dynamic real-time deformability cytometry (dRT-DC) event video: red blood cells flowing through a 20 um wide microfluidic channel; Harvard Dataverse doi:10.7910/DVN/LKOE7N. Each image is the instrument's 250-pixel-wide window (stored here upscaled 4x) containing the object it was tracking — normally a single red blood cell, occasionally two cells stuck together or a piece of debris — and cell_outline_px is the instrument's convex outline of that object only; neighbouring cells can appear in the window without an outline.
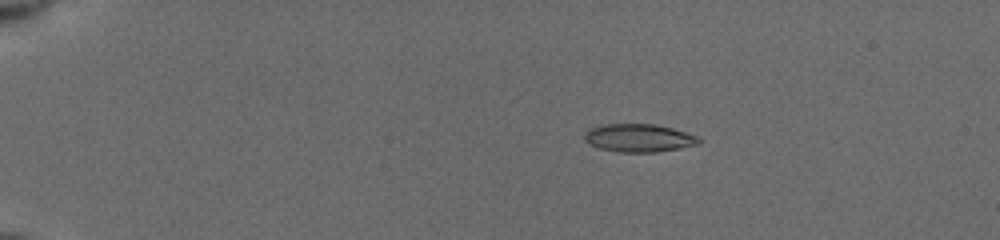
{"species": "common noctule bat (a hibernating species)", "species_latin": "Nyctalus noctula", "temperature_condition": "cold", "stored_images_in_passage": 37, "camera_frame_rate_fps": 3000, "um_per_image_px": 0.085, "animal": {"sex": "female", "body_mass_g": 19.5, "forearm_length_mm": 54.1}, "frame": {"image": 1, "passage_image": 2, "time_ms": 0.333, "image_size_px": [1000, 240], "cell_outline_px": [[700, 144], [680, 148], [656, 152], [616, 152], [600, 148], [588, 144], [584, 140], [584, 132], [600, 124], [656, 124], [672, 128], [696, 136], [700, 140]], "centroid_in_image_um": [54.26, 11.73], "position_along_channel_um": 30.7, "area_um2": 18.73}}
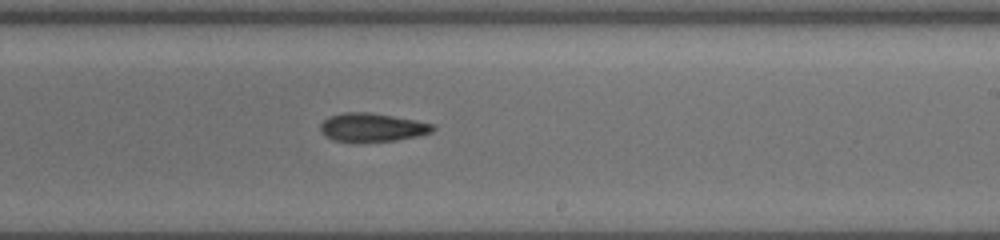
{"frame": {"image": 2, "passage_image": 17, "time_ms": 8.333, "image_size_px": [1000, 240], "cell_outline_px": [[436, 128], [432, 132], [416, 136], [396, 140], [352, 144], [332, 140], [324, 136], [320, 128], [320, 124], [328, 116], [344, 112], [368, 112], [416, 120], [436, 124]], "centroid_in_image_um": [31.6, 10.85], "position_along_channel_um": 257.4, "area_um2": 19.25}}
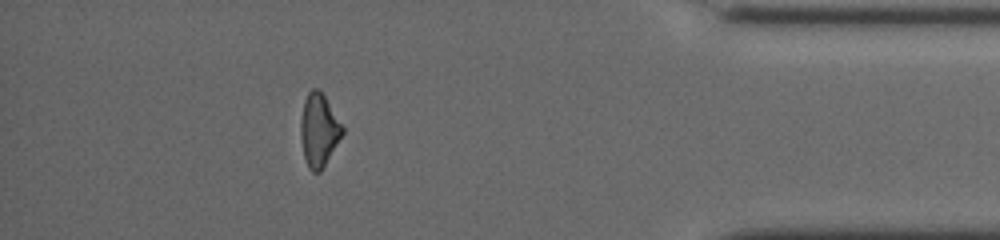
{"frame": {"image": 3, "passage_image": 32, "time_ms": 13.0, "image_size_px": [1000, 240], "cell_outline_px": [[344, 132], [320, 172], [312, 172], [308, 168], [304, 156], [300, 136], [300, 120], [304, 100], [308, 92], [312, 88], [320, 88], [344, 128]], "centroid_in_image_um": [27.09, 11.03], "position_along_channel_um": 408.1, "area_um2": 17.74}, "authors_computed_cell_mechanics": {"area_um2": 18.6116, "velocity_mm_per_s": 3.9405, "shape_relaxation_time_tau1_ms": 10.5367, "shape_relaxation_time_tau2_ms": 3.5203, "deformation_change_tau1": 0.2518, "deformation_change_tau2": 0.1166}}